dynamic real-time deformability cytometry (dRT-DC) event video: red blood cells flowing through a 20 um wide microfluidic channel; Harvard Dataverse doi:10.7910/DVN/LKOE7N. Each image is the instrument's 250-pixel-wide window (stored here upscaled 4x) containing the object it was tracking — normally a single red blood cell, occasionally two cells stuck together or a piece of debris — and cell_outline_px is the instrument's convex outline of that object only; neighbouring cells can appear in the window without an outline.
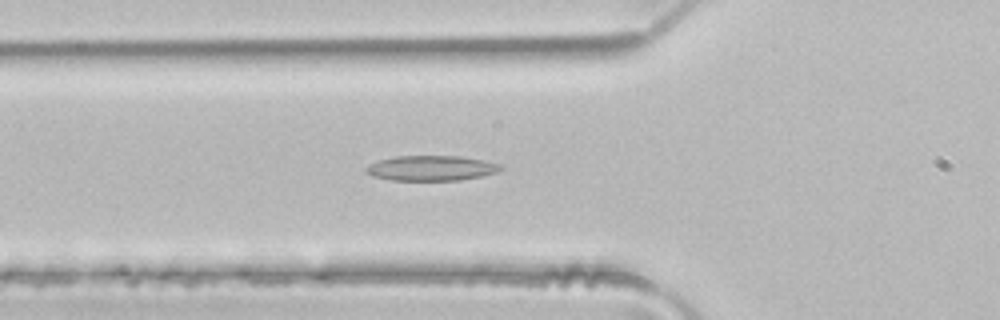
{"species": "common noctule bat (a hibernating species)", "species_latin": "Nyctalus noctula", "temperature_condition": "room temperature", "stored_images_in_passage": 49, "camera_frame_rate_fps": 3000, "um_per_image_px": 0.085, "animal": {"sex": "male", "body_mass_g": 21.5, "forearm_length_mm": 52.0}, "frame": {"image": 1, "passage_image": 17, "time_ms": 5.333, "image_size_px": [1000, 320], "cell_outline_px": [[504, 168], [496, 172], [480, 176], [460, 180], [392, 180], [372, 176], [364, 172], [364, 168], [368, 164], [380, 160], [396, 156], [460, 156], [484, 160], [500, 164]], "centroid_in_image_um": [36.63, 14.29], "position_along_channel_um": 89.2, "area_um2": 19.71}}
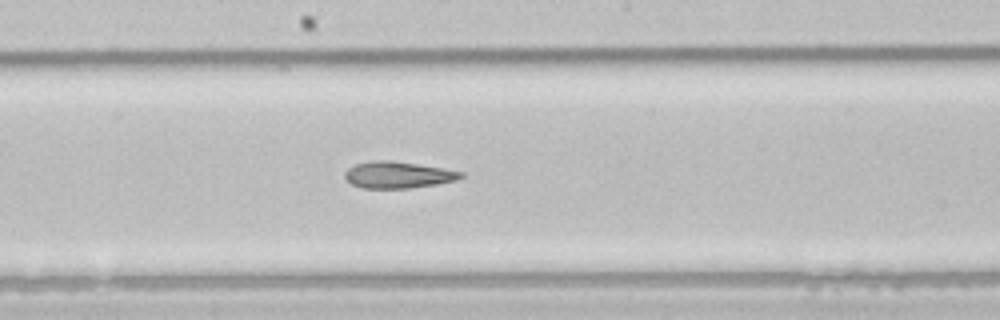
{"frame": {"image": 2, "passage_image": 26, "time_ms": 8.333, "image_size_px": [1000, 320], "cell_outline_px": [[464, 176], [456, 180], [436, 184], [408, 188], [360, 188], [352, 184], [344, 176], [344, 172], [348, 168], [356, 164], [372, 160], [392, 160], [444, 168], [464, 172]], "centroid_in_image_um": [33.82, 14.85], "position_along_channel_um": 214.4, "area_um2": 18.03}}
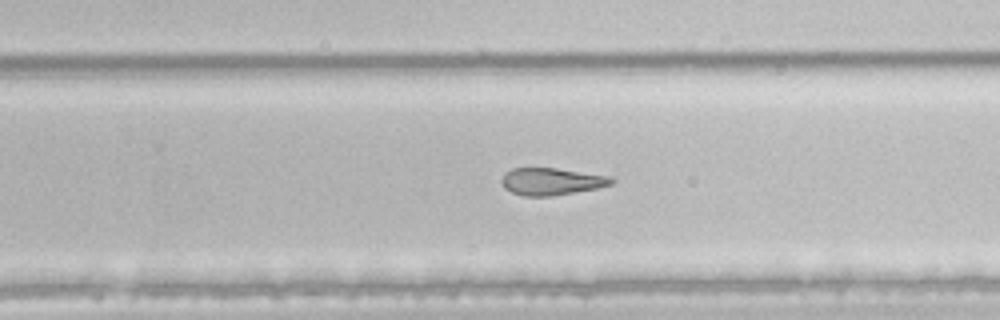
{"frame": {"image": 3, "passage_image": 31, "time_ms": 10.0, "image_size_px": [1000, 320], "cell_outline_px": [[616, 180], [612, 184], [596, 188], [552, 196], [524, 196], [512, 192], [504, 188], [500, 180], [504, 172], [512, 168], [556, 168], [612, 176]], "centroid_in_image_um": [46.87, 15.41], "position_along_channel_um": 282.9, "area_um2": 17.51}, "authors_computed_cell_mechanics": {"area_um2": 21.7906, "velocity_mm_per_s": 4.149, "shape_relaxation_time_tau1_ms": null, "shape_relaxation_time_tau2_ms": 6.2405, "deformation_change_tau1": null, "deformation_change_tau2": 0.2026}}